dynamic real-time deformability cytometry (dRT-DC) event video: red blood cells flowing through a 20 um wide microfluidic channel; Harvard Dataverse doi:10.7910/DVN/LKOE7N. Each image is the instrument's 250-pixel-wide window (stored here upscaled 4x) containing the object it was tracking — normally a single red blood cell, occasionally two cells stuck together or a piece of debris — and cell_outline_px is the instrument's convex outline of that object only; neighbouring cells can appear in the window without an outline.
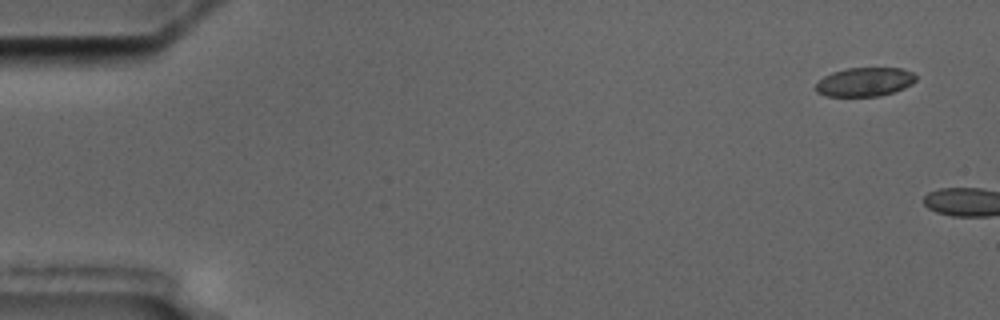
{"species": "common noctule bat (a hibernating species)", "species_latin": "Nyctalus noctula", "temperature_condition": "cold", "stored_images_in_passage": 3, "segment_of_instrument_passage": [2, 2], "camera_frame_rate_fps": 3000, "um_per_image_px": 0.085, "animal": {"sex": "male", "body_mass_g": 17.5, "forearm_length_mm": 52.3}, "frame": {"image": 1, "passage_image": 3, "time_ms": 2.333, "image_size_px": [1000, 320], "cell_outline_px": [[916, 80], [912, 84], [904, 88], [880, 96], [824, 96], [816, 92], [816, 84], [824, 76], [832, 72], [848, 68], [900, 68], [912, 72], [916, 76]], "centroid_in_image_um": [73.5, 6.96], "position_along_channel_um": 11.5, "area_um2": 16.82}}